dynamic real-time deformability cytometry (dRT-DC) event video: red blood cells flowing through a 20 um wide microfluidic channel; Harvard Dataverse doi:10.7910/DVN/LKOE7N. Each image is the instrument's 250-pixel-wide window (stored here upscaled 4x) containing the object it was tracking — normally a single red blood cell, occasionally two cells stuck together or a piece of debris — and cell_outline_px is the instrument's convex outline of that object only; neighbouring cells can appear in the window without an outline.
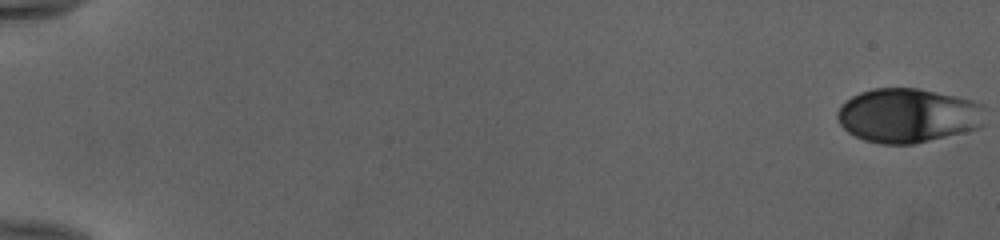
{"species": "human", "species_latin": "Homo sapiens", "temperature_condition": "cold", "stored_images_in_passage": 53, "camera_frame_rate_fps": 3000, "um_per_image_px": 0.085, "donor": {"sex": "female"}, "frame": {"image": 1, "passage_image": 1, "time_ms": 0.0, "image_size_px": [1000, 240], "cell_outline_px": [[984, 124], [980, 128], [912, 144], [880, 144], [864, 140], [848, 132], [840, 124], [836, 116], [836, 112], [852, 96], [860, 92], [872, 88], [920, 88], [972, 100], [984, 104]], "centroid_in_image_um": [77.2, 9.81], "position_along_channel_um": 7.8, "area_um2": 46.82}}
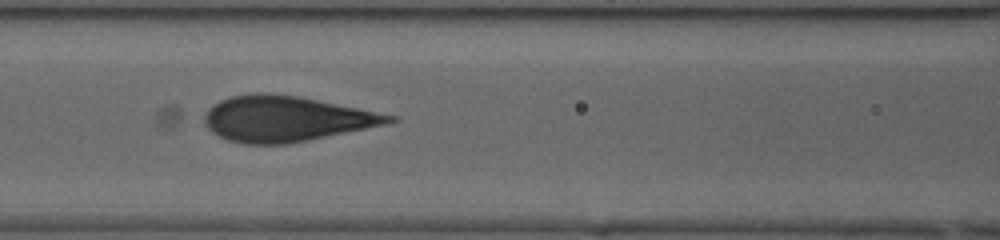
{"frame": {"image": 2, "passage_image": 26, "time_ms": 8.333, "image_size_px": [1000, 240], "cell_outline_px": [[396, 120], [388, 124], [288, 144], [244, 144], [228, 140], [212, 132], [204, 124], [204, 116], [208, 108], [220, 100], [232, 96], [256, 92], [264, 92], [296, 96], [396, 116]], "centroid_in_image_um": [24.25, 10.1], "position_along_channel_um": 142.3, "area_um2": 48.49}}
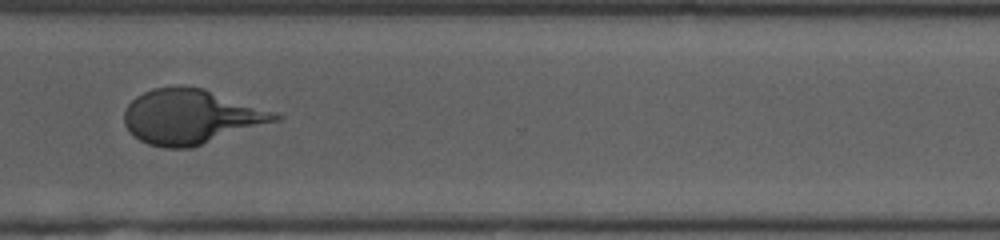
{"frame": {"image": 3, "passage_image": 42, "time_ms": 13.667, "image_size_px": [1000, 240], "cell_outline_px": [[284, 116], [280, 120], [192, 148], [164, 148], [148, 144], [140, 140], [124, 124], [124, 112], [128, 104], [136, 96], [152, 88], [204, 88], [276, 112]], "centroid_in_image_um": [16.26, 9.94], "position_along_channel_um": 354.3, "area_um2": 47.69}, "authors_computed_cell_mechanics": {"area_um2": 47.6272, "velocity_mm_per_s": 3.9846, "shape_relaxation_time_tau1_ms": 4.5486, "shape_relaxation_time_tau2_ms": null, "deformation_change_tau1": 0.1902, "deformation_change_tau2": null}}